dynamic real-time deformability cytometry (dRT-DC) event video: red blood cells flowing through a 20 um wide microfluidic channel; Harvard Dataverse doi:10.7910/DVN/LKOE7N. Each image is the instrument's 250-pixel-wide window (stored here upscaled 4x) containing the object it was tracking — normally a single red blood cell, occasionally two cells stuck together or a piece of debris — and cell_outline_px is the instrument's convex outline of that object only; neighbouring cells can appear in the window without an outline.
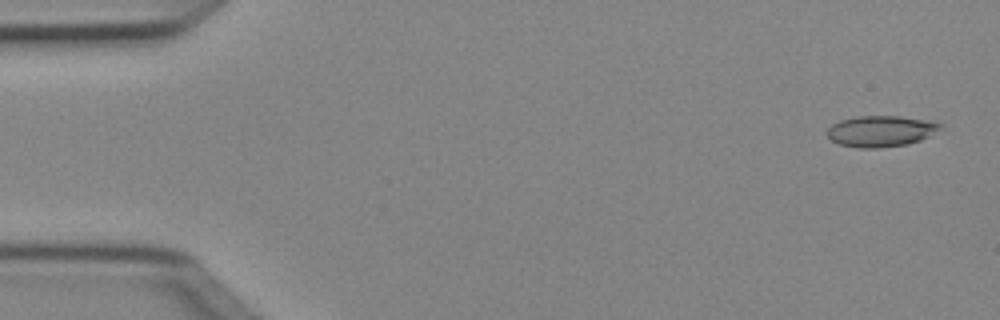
{"species": "Egyptian fruit bat (a non-hibernating species)", "species_latin": "Rousettus aegyptiacus", "temperature_condition": "cold", "stored_images_in_passage": 6, "camera_frame_rate_fps": 3000, "um_per_image_px": 0.085, "animal": {"sex": "female"}, "frame": {"image": 1, "passage_image": 1, "time_ms": 0.0, "image_size_px": [1000, 320], "cell_outline_px": [[944, 124], [940, 128], [928, 136], [920, 140], [908, 144], [880, 148], [856, 148], [840, 144], [832, 140], [828, 136], [828, 128], [832, 124], [840, 120], [856, 116], [900, 116], [928, 120]], "centroid_in_image_um": [74.86, 11.14], "position_along_channel_um": 10.1, "area_um2": 20.46}}
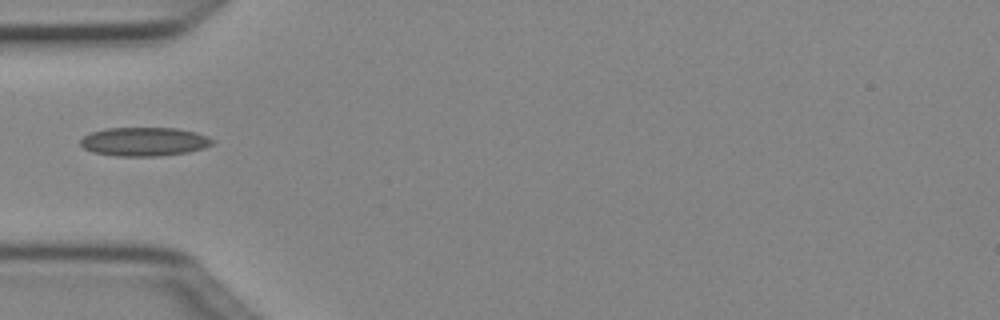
{"frame": {"image": 2, "passage_image": 5, "time_ms": 1.333, "image_size_px": [1000, 320], "cell_outline_px": [[216, 144], [204, 148], [188, 152], [160, 156], [116, 156], [92, 152], [84, 148], [80, 144], [80, 140], [84, 136], [92, 132], [108, 128], [176, 128], [196, 132], [216, 140]], "centroid_in_image_um": [12.3, 12.04], "position_along_channel_um": 72.7, "area_um2": 22.25}}
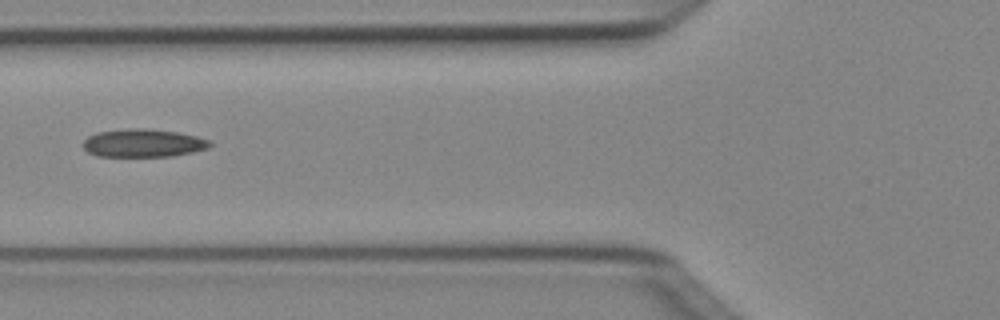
{"frame": {"image": 3, "passage_image": 6, "time_ms": 1.667, "image_size_px": [1000, 320], "cell_outline_px": [[212, 144], [208, 148], [192, 152], [172, 156], [96, 156], [88, 152], [84, 148], [84, 140], [88, 136], [96, 132], [128, 128], [140, 128], [176, 132], [196, 136], [208, 140]], "centroid_in_image_um": [12.14, 12.16], "position_along_channel_um": 113.7, "area_um2": 20.58}}